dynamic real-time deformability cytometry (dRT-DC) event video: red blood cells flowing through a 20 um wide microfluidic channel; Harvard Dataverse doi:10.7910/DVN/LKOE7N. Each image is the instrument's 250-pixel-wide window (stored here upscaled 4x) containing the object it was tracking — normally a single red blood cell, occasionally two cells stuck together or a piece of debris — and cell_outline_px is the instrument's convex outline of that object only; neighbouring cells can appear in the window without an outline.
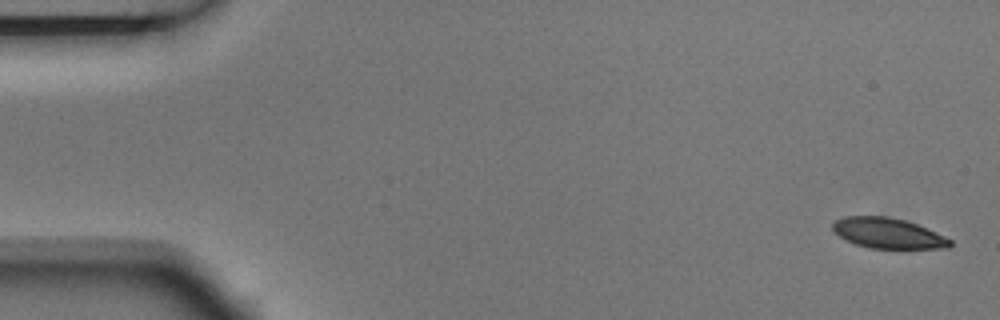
{"species": "Egyptian fruit bat (a non-hibernating species)", "species_latin": "Rousettus aegyptiacus", "temperature_condition": "room temperature", "stored_images_in_passage": 6, "camera_frame_rate_fps": 3000, "um_per_image_px": 0.085, "animal": {"sex": "male"}, "frame": {"image": 1, "passage_image": 1, "time_ms": 0.0, "image_size_px": [1000, 320], "cell_outline_px": [[952, 244], [948, 248], [868, 248], [856, 244], [840, 236], [832, 228], [832, 224], [836, 220], [844, 216], [888, 216], [904, 220], [916, 224], [936, 232], [952, 240]], "centroid_in_image_um": [75.48, 19.82], "position_along_channel_um": 9.5, "area_um2": 20.58}}
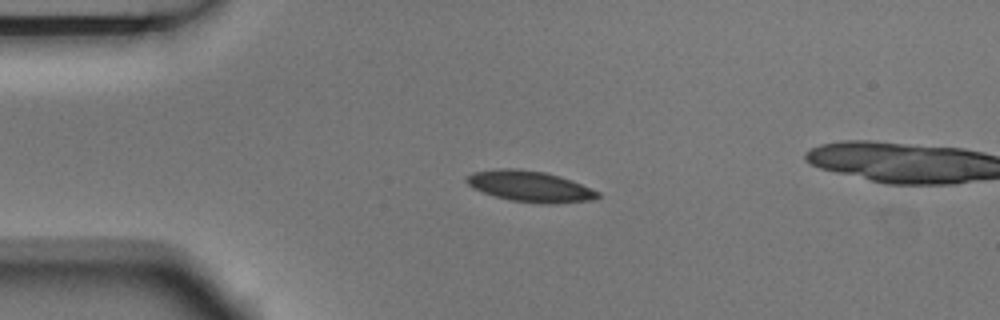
{"frame": {"image": 2, "passage_image": 4, "time_ms": 1.0, "image_size_px": [1000, 320], "cell_outline_px": [[600, 196], [592, 200], [548, 204], [544, 204], [512, 200], [496, 196], [472, 188], [464, 180], [464, 176], [472, 172], [500, 168], [516, 168], [544, 172], [560, 176], [572, 180], [600, 192]], "centroid_in_image_um": [45.02, 15.83], "position_along_channel_um": 40.0, "area_um2": 23.64}}